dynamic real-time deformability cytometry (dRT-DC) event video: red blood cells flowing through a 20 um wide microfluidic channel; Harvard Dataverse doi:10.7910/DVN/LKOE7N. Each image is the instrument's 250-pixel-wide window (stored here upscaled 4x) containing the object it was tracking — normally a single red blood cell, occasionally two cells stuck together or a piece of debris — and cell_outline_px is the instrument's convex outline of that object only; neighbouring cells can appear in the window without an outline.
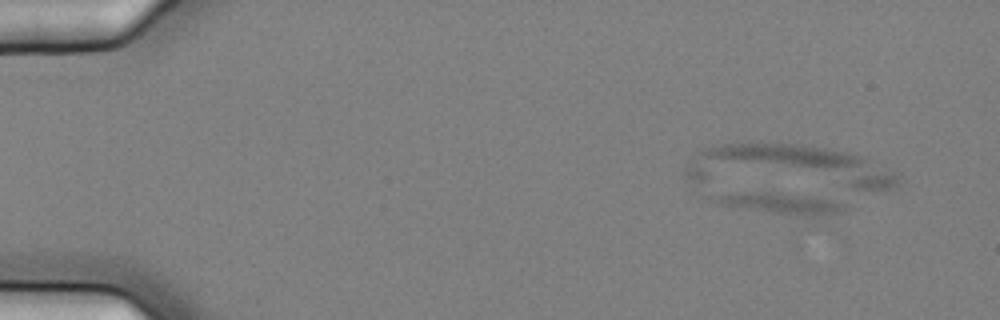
{"species": "common noctule bat (a hibernating species)", "species_latin": "Nyctalus noctula", "temperature_condition": "cold", "stored_images_in_passage": 5, "camera_frame_rate_fps": 3000, "um_per_image_px": 0.085, "animal": {"sex": "female", "body_mass_g": 25.1}, "frame": {"image": 1, "passage_image": 1, "time_ms": 0.0, "image_size_px": [1000, 320], "cell_outline_px": [[848, 208], [840, 212], [816, 216], [808, 216], [776, 212], [716, 204], [708, 196], [708, 192], [780, 192], [848, 200]], "centroid_in_image_um": [66.39, 17.22], "position_along_channel_um": 18.6, "area_um2": 16.76}}